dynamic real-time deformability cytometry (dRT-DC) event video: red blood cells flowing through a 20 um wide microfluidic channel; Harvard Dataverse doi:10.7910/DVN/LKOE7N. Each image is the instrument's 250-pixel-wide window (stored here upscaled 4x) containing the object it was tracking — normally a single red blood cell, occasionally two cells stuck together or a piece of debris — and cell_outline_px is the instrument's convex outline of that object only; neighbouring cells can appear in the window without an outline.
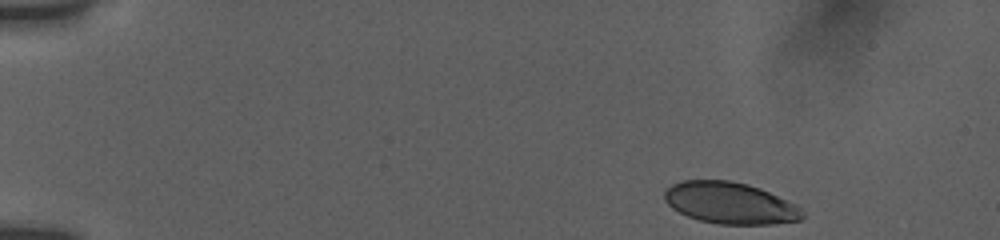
{"species": "human", "species_latin": "Homo sapiens", "temperature_condition": "room temperature", "stored_images_in_passage": 8, "camera_frame_rate_fps": 3000, "um_per_image_px": 0.085, "donor": {"sex": "female"}, "frame": {"image": 1, "passage_image": 1, "time_ms": 0.0, "image_size_px": [1000, 240], "cell_outline_px": [[804, 216], [800, 220], [772, 224], [720, 224], [700, 220], [688, 216], [672, 208], [664, 200], [664, 192], [672, 184], [680, 180], [732, 180], [748, 184], [760, 188], [796, 204], [804, 212]], "centroid_in_image_um": [62.06, 17.25], "position_along_channel_um": 22.9, "area_um2": 33.47}}
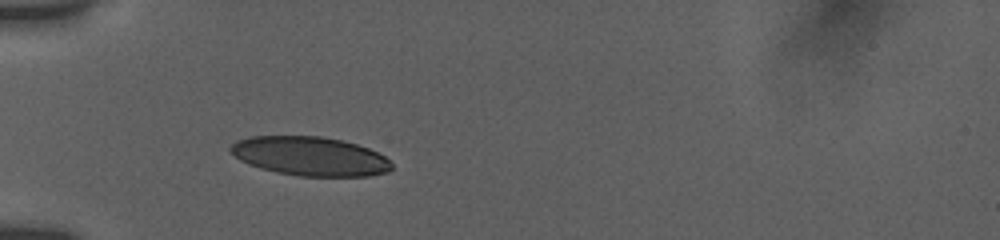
{"frame": {"image": 2, "passage_image": 6, "time_ms": 3.667, "image_size_px": [1000, 240], "cell_outline_px": [[392, 168], [388, 172], [368, 176], [300, 176], [276, 172], [260, 168], [248, 164], [240, 160], [228, 148], [236, 140], [252, 136], [320, 136], [344, 140], [368, 148], [384, 156], [392, 164]], "centroid_in_image_um": [26.34, 13.27], "position_along_channel_um": 58.7, "area_um2": 36.65}}
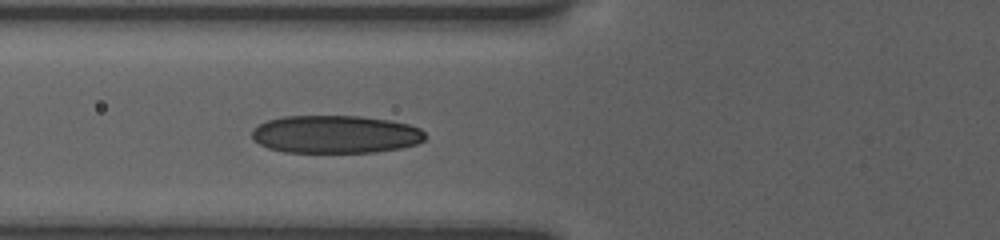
{"frame": {"image": 3, "passage_image": 8, "time_ms": 5.0, "image_size_px": [1000, 240], "cell_outline_px": [[424, 140], [416, 144], [400, 148], [376, 152], [284, 152], [268, 148], [252, 140], [252, 128], [268, 120], [284, 116], [360, 116], [388, 120], [408, 124], [420, 128], [424, 132]], "centroid_in_image_um": [28.49, 11.42], "position_along_channel_um": 97.3, "area_um2": 38.26}}